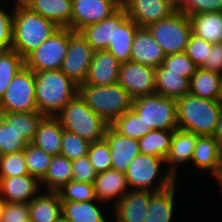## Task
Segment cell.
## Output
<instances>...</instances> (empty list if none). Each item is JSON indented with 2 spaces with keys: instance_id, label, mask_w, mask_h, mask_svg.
Listing matches in <instances>:
<instances>
[{
  "instance_id": "obj_1",
  "label": "cell",
  "mask_w": 222,
  "mask_h": 222,
  "mask_svg": "<svg viewBox=\"0 0 222 222\" xmlns=\"http://www.w3.org/2000/svg\"><path fill=\"white\" fill-rule=\"evenodd\" d=\"M13 5L11 49L25 58L59 27L53 21L32 11L21 0L14 2Z\"/></svg>"
},
{
  "instance_id": "obj_2",
  "label": "cell",
  "mask_w": 222,
  "mask_h": 222,
  "mask_svg": "<svg viewBox=\"0 0 222 222\" xmlns=\"http://www.w3.org/2000/svg\"><path fill=\"white\" fill-rule=\"evenodd\" d=\"M38 113L56 117L65 105L78 94V85L61 70L34 72Z\"/></svg>"
},
{
  "instance_id": "obj_3",
  "label": "cell",
  "mask_w": 222,
  "mask_h": 222,
  "mask_svg": "<svg viewBox=\"0 0 222 222\" xmlns=\"http://www.w3.org/2000/svg\"><path fill=\"white\" fill-rule=\"evenodd\" d=\"M222 110V102L191 94L176 100L178 129L198 136H213Z\"/></svg>"
},
{
  "instance_id": "obj_4",
  "label": "cell",
  "mask_w": 222,
  "mask_h": 222,
  "mask_svg": "<svg viewBox=\"0 0 222 222\" xmlns=\"http://www.w3.org/2000/svg\"><path fill=\"white\" fill-rule=\"evenodd\" d=\"M78 94L109 126L133 105V98L118 83L109 86L82 83L78 85Z\"/></svg>"
},
{
  "instance_id": "obj_5",
  "label": "cell",
  "mask_w": 222,
  "mask_h": 222,
  "mask_svg": "<svg viewBox=\"0 0 222 222\" xmlns=\"http://www.w3.org/2000/svg\"><path fill=\"white\" fill-rule=\"evenodd\" d=\"M64 130L75 133L89 143L104 139L107 123L76 94L56 116Z\"/></svg>"
},
{
  "instance_id": "obj_6",
  "label": "cell",
  "mask_w": 222,
  "mask_h": 222,
  "mask_svg": "<svg viewBox=\"0 0 222 222\" xmlns=\"http://www.w3.org/2000/svg\"><path fill=\"white\" fill-rule=\"evenodd\" d=\"M163 166L165 159L161 157L137 155L125 173L130 189L158 192L172 186L177 181L167 170L160 172Z\"/></svg>"
},
{
  "instance_id": "obj_7",
  "label": "cell",
  "mask_w": 222,
  "mask_h": 222,
  "mask_svg": "<svg viewBox=\"0 0 222 222\" xmlns=\"http://www.w3.org/2000/svg\"><path fill=\"white\" fill-rule=\"evenodd\" d=\"M165 55L184 53L187 49L192 26L185 11L176 10L168 18L147 27Z\"/></svg>"
},
{
  "instance_id": "obj_8",
  "label": "cell",
  "mask_w": 222,
  "mask_h": 222,
  "mask_svg": "<svg viewBox=\"0 0 222 222\" xmlns=\"http://www.w3.org/2000/svg\"><path fill=\"white\" fill-rule=\"evenodd\" d=\"M132 109L145 123V131L176 130V100L152 94L133 99Z\"/></svg>"
},
{
  "instance_id": "obj_9",
  "label": "cell",
  "mask_w": 222,
  "mask_h": 222,
  "mask_svg": "<svg viewBox=\"0 0 222 222\" xmlns=\"http://www.w3.org/2000/svg\"><path fill=\"white\" fill-rule=\"evenodd\" d=\"M69 45V28H59L25 58V67L33 72L60 70Z\"/></svg>"
},
{
  "instance_id": "obj_10",
  "label": "cell",
  "mask_w": 222,
  "mask_h": 222,
  "mask_svg": "<svg viewBox=\"0 0 222 222\" xmlns=\"http://www.w3.org/2000/svg\"><path fill=\"white\" fill-rule=\"evenodd\" d=\"M0 112H38L34 72L23 67L11 80L0 99Z\"/></svg>"
},
{
  "instance_id": "obj_11",
  "label": "cell",
  "mask_w": 222,
  "mask_h": 222,
  "mask_svg": "<svg viewBox=\"0 0 222 222\" xmlns=\"http://www.w3.org/2000/svg\"><path fill=\"white\" fill-rule=\"evenodd\" d=\"M94 52L80 32L69 28V45L60 70L77 85L84 83Z\"/></svg>"
},
{
  "instance_id": "obj_12",
  "label": "cell",
  "mask_w": 222,
  "mask_h": 222,
  "mask_svg": "<svg viewBox=\"0 0 222 222\" xmlns=\"http://www.w3.org/2000/svg\"><path fill=\"white\" fill-rule=\"evenodd\" d=\"M118 84L135 99L155 94V68L135 61L121 64Z\"/></svg>"
},
{
  "instance_id": "obj_13",
  "label": "cell",
  "mask_w": 222,
  "mask_h": 222,
  "mask_svg": "<svg viewBox=\"0 0 222 222\" xmlns=\"http://www.w3.org/2000/svg\"><path fill=\"white\" fill-rule=\"evenodd\" d=\"M120 6L114 0H72L71 30L98 23L115 13Z\"/></svg>"
},
{
  "instance_id": "obj_14",
  "label": "cell",
  "mask_w": 222,
  "mask_h": 222,
  "mask_svg": "<svg viewBox=\"0 0 222 222\" xmlns=\"http://www.w3.org/2000/svg\"><path fill=\"white\" fill-rule=\"evenodd\" d=\"M123 8L139 27H148L176 11L172 0H129Z\"/></svg>"
},
{
  "instance_id": "obj_15",
  "label": "cell",
  "mask_w": 222,
  "mask_h": 222,
  "mask_svg": "<svg viewBox=\"0 0 222 222\" xmlns=\"http://www.w3.org/2000/svg\"><path fill=\"white\" fill-rule=\"evenodd\" d=\"M127 18L126 10L120 7L110 17L98 23L87 25L79 32L94 51L106 50L115 38L116 26H120Z\"/></svg>"
},
{
  "instance_id": "obj_16",
  "label": "cell",
  "mask_w": 222,
  "mask_h": 222,
  "mask_svg": "<svg viewBox=\"0 0 222 222\" xmlns=\"http://www.w3.org/2000/svg\"><path fill=\"white\" fill-rule=\"evenodd\" d=\"M104 139L109 144L112 169L126 173L129 164L141 154L138 140L120 135L111 126L106 128Z\"/></svg>"
},
{
  "instance_id": "obj_17",
  "label": "cell",
  "mask_w": 222,
  "mask_h": 222,
  "mask_svg": "<svg viewBox=\"0 0 222 222\" xmlns=\"http://www.w3.org/2000/svg\"><path fill=\"white\" fill-rule=\"evenodd\" d=\"M151 191L129 190L124 197L112 205L116 222H144L149 209Z\"/></svg>"
},
{
  "instance_id": "obj_18",
  "label": "cell",
  "mask_w": 222,
  "mask_h": 222,
  "mask_svg": "<svg viewBox=\"0 0 222 222\" xmlns=\"http://www.w3.org/2000/svg\"><path fill=\"white\" fill-rule=\"evenodd\" d=\"M40 181L33 176L0 177V195L8 203L28 204L41 192Z\"/></svg>"
},
{
  "instance_id": "obj_19",
  "label": "cell",
  "mask_w": 222,
  "mask_h": 222,
  "mask_svg": "<svg viewBox=\"0 0 222 222\" xmlns=\"http://www.w3.org/2000/svg\"><path fill=\"white\" fill-rule=\"evenodd\" d=\"M197 134L192 132L184 131L181 129H176L173 133L171 139L170 150L165 158V164L167 170L174 178L177 180L178 178V166L187 165V163H191L193 158L196 142H197Z\"/></svg>"
},
{
  "instance_id": "obj_20",
  "label": "cell",
  "mask_w": 222,
  "mask_h": 222,
  "mask_svg": "<svg viewBox=\"0 0 222 222\" xmlns=\"http://www.w3.org/2000/svg\"><path fill=\"white\" fill-rule=\"evenodd\" d=\"M121 63L107 50L94 52L85 84L109 86L118 83Z\"/></svg>"
},
{
  "instance_id": "obj_21",
  "label": "cell",
  "mask_w": 222,
  "mask_h": 222,
  "mask_svg": "<svg viewBox=\"0 0 222 222\" xmlns=\"http://www.w3.org/2000/svg\"><path fill=\"white\" fill-rule=\"evenodd\" d=\"M165 53L147 27H138L131 48V60L153 68L159 67Z\"/></svg>"
},
{
  "instance_id": "obj_22",
  "label": "cell",
  "mask_w": 222,
  "mask_h": 222,
  "mask_svg": "<svg viewBox=\"0 0 222 222\" xmlns=\"http://www.w3.org/2000/svg\"><path fill=\"white\" fill-rule=\"evenodd\" d=\"M93 185L97 200L104 204L113 201L115 205L130 190L125 173L115 169L97 173Z\"/></svg>"
},
{
  "instance_id": "obj_23",
  "label": "cell",
  "mask_w": 222,
  "mask_h": 222,
  "mask_svg": "<svg viewBox=\"0 0 222 222\" xmlns=\"http://www.w3.org/2000/svg\"><path fill=\"white\" fill-rule=\"evenodd\" d=\"M32 11L53 21L59 28H70L72 0H21Z\"/></svg>"
},
{
  "instance_id": "obj_24",
  "label": "cell",
  "mask_w": 222,
  "mask_h": 222,
  "mask_svg": "<svg viewBox=\"0 0 222 222\" xmlns=\"http://www.w3.org/2000/svg\"><path fill=\"white\" fill-rule=\"evenodd\" d=\"M222 161V148L213 136H198L191 160L192 167L213 175Z\"/></svg>"
},
{
  "instance_id": "obj_25",
  "label": "cell",
  "mask_w": 222,
  "mask_h": 222,
  "mask_svg": "<svg viewBox=\"0 0 222 222\" xmlns=\"http://www.w3.org/2000/svg\"><path fill=\"white\" fill-rule=\"evenodd\" d=\"M192 34L211 44L222 42V11L188 14Z\"/></svg>"
},
{
  "instance_id": "obj_26",
  "label": "cell",
  "mask_w": 222,
  "mask_h": 222,
  "mask_svg": "<svg viewBox=\"0 0 222 222\" xmlns=\"http://www.w3.org/2000/svg\"><path fill=\"white\" fill-rule=\"evenodd\" d=\"M64 129L56 117L45 116L35 133L32 144L52 156L60 155Z\"/></svg>"
},
{
  "instance_id": "obj_27",
  "label": "cell",
  "mask_w": 222,
  "mask_h": 222,
  "mask_svg": "<svg viewBox=\"0 0 222 222\" xmlns=\"http://www.w3.org/2000/svg\"><path fill=\"white\" fill-rule=\"evenodd\" d=\"M176 182L169 188L153 192L149 203L148 214L144 222H172L175 217Z\"/></svg>"
},
{
  "instance_id": "obj_28",
  "label": "cell",
  "mask_w": 222,
  "mask_h": 222,
  "mask_svg": "<svg viewBox=\"0 0 222 222\" xmlns=\"http://www.w3.org/2000/svg\"><path fill=\"white\" fill-rule=\"evenodd\" d=\"M155 86V94L177 100L189 94L190 79L180 76V73L168 72L160 65L155 68Z\"/></svg>"
},
{
  "instance_id": "obj_29",
  "label": "cell",
  "mask_w": 222,
  "mask_h": 222,
  "mask_svg": "<svg viewBox=\"0 0 222 222\" xmlns=\"http://www.w3.org/2000/svg\"><path fill=\"white\" fill-rule=\"evenodd\" d=\"M28 208L29 218L32 221L53 222L61 213V199L59 193L41 191L28 203Z\"/></svg>"
},
{
  "instance_id": "obj_30",
  "label": "cell",
  "mask_w": 222,
  "mask_h": 222,
  "mask_svg": "<svg viewBox=\"0 0 222 222\" xmlns=\"http://www.w3.org/2000/svg\"><path fill=\"white\" fill-rule=\"evenodd\" d=\"M98 203V205H97ZM99 201H61V212L70 222H106ZM100 205V206H99Z\"/></svg>"
},
{
  "instance_id": "obj_31",
  "label": "cell",
  "mask_w": 222,
  "mask_h": 222,
  "mask_svg": "<svg viewBox=\"0 0 222 222\" xmlns=\"http://www.w3.org/2000/svg\"><path fill=\"white\" fill-rule=\"evenodd\" d=\"M71 180H73L71 160L63 155H55L52 157L47 173L40 184L41 188L46 187L45 191L57 192Z\"/></svg>"
},
{
  "instance_id": "obj_32",
  "label": "cell",
  "mask_w": 222,
  "mask_h": 222,
  "mask_svg": "<svg viewBox=\"0 0 222 222\" xmlns=\"http://www.w3.org/2000/svg\"><path fill=\"white\" fill-rule=\"evenodd\" d=\"M138 27L129 17L120 26H116L115 38L106 50L121 64L131 60L132 43Z\"/></svg>"
},
{
  "instance_id": "obj_33",
  "label": "cell",
  "mask_w": 222,
  "mask_h": 222,
  "mask_svg": "<svg viewBox=\"0 0 222 222\" xmlns=\"http://www.w3.org/2000/svg\"><path fill=\"white\" fill-rule=\"evenodd\" d=\"M220 74L197 68L190 79L189 94L209 100L220 101Z\"/></svg>"
},
{
  "instance_id": "obj_34",
  "label": "cell",
  "mask_w": 222,
  "mask_h": 222,
  "mask_svg": "<svg viewBox=\"0 0 222 222\" xmlns=\"http://www.w3.org/2000/svg\"><path fill=\"white\" fill-rule=\"evenodd\" d=\"M174 131L175 130H151L138 140L141 154L165 159L170 150Z\"/></svg>"
},
{
  "instance_id": "obj_35",
  "label": "cell",
  "mask_w": 222,
  "mask_h": 222,
  "mask_svg": "<svg viewBox=\"0 0 222 222\" xmlns=\"http://www.w3.org/2000/svg\"><path fill=\"white\" fill-rule=\"evenodd\" d=\"M2 114L4 120L12 125L28 143L33 142L38 126L45 117L38 112H9Z\"/></svg>"
},
{
  "instance_id": "obj_36",
  "label": "cell",
  "mask_w": 222,
  "mask_h": 222,
  "mask_svg": "<svg viewBox=\"0 0 222 222\" xmlns=\"http://www.w3.org/2000/svg\"><path fill=\"white\" fill-rule=\"evenodd\" d=\"M24 66V58L15 50L0 51V99L11 80Z\"/></svg>"
},
{
  "instance_id": "obj_37",
  "label": "cell",
  "mask_w": 222,
  "mask_h": 222,
  "mask_svg": "<svg viewBox=\"0 0 222 222\" xmlns=\"http://www.w3.org/2000/svg\"><path fill=\"white\" fill-rule=\"evenodd\" d=\"M110 126L120 135L136 140L150 132L145 131V123L132 108L117 118Z\"/></svg>"
},
{
  "instance_id": "obj_38",
  "label": "cell",
  "mask_w": 222,
  "mask_h": 222,
  "mask_svg": "<svg viewBox=\"0 0 222 222\" xmlns=\"http://www.w3.org/2000/svg\"><path fill=\"white\" fill-rule=\"evenodd\" d=\"M23 151L29 175L41 181L47 173L53 156L32 143H28Z\"/></svg>"
},
{
  "instance_id": "obj_39",
  "label": "cell",
  "mask_w": 222,
  "mask_h": 222,
  "mask_svg": "<svg viewBox=\"0 0 222 222\" xmlns=\"http://www.w3.org/2000/svg\"><path fill=\"white\" fill-rule=\"evenodd\" d=\"M57 192L59 193L61 201H98L95 195L94 185L90 183L71 180Z\"/></svg>"
},
{
  "instance_id": "obj_40",
  "label": "cell",
  "mask_w": 222,
  "mask_h": 222,
  "mask_svg": "<svg viewBox=\"0 0 222 222\" xmlns=\"http://www.w3.org/2000/svg\"><path fill=\"white\" fill-rule=\"evenodd\" d=\"M28 142L8 124L2 114V128L0 129V155L23 151Z\"/></svg>"
},
{
  "instance_id": "obj_41",
  "label": "cell",
  "mask_w": 222,
  "mask_h": 222,
  "mask_svg": "<svg viewBox=\"0 0 222 222\" xmlns=\"http://www.w3.org/2000/svg\"><path fill=\"white\" fill-rule=\"evenodd\" d=\"M89 146L90 143L87 140L82 139L75 133L64 130L60 155L73 161L87 155Z\"/></svg>"
},
{
  "instance_id": "obj_42",
  "label": "cell",
  "mask_w": 222,
  "mask_h": 222,
  "mask_svg": "<svg viewBox=\"0 0 222 222\" xmlns=\"http://www.w3.org/2000/svg\"><path fill=\"white\" fill-rule=\"evenodd\" d=\"M24 151L0 155V177L28 175Z\"/></svg>"
},
{
  "instance_id": "obj_43",
  "label": "cell",
  "mask_w": 222,
  "mask_h": 222,
  "mask_svg": "<svg viewBox=\"0 0 222 222\" xmlns=\"http://www.w3.org/2000/svg\"><path fill=\"white\" fill-rule=\"evenodd\" d=\"M87 155L97 173L112 169L109 144L105 139L90 143Z\"/></svg>"
},
{
  "instance_id": "obj_44",
  "label": "cell",
  "mask_w": 222,
  "mask_h": 222,
  "mask_svg": "<svg viewBox=\"0 0 222 222\" xmlns=\"http://www.w3.org/2000/svg\"><path fill=\"white\" fill-rule=\"evenodd\" d=\"M161 65L167 68L168 72L180 73V76L188 79L192 78L198 68L185 52L167 55Z\"/></svg>"
},
{
  "instance_id": "obj_45",
  "label": "cell",
  "mask_w": 222,
  "mask_h": 222,
  "mask_svg": "<svg viewBox=\"0 0 222 222\" xmlns=\"http://www.w3.org/2000/svg\"><path fill=\"white\" fill-rule=\"evenodd\" d=\"M175 10L187 14H199L208 11H222V0H172Z\"/></svg>"
},
{
  "instance_id": "obj_46",
  "label": "cell",
  "mask_w": 222,
  "mask_h": 222,
  "mask_svg": "<svg viewBox=\"0 0 222 222\" xmlns=\"http://www.w3.org/2000/svg\"><path fill=\"white\" fill-rule=\"evenodd\" d=\"M211 48V43L191 34L185 53L198 68H201L211 52Z\"/></svg>"
},
{
  "instance_id": "obj_47",
  "label": "cell",
  "mask_w": 222,
  "mask_h": 222,
  "mask_svg": "<svg viewBox=\"0 0 222 222\" xmlns=\"http://www.w3.org/2000/svg\"><path fill=\"white\" fill-rule=\"evenodd\" d=\"M73 180L93 184L97 177V172L92 166L88 155L71 161Z\"/></svg>"
},
{
  "instance_id": "obj_48",
  "label": "cell",
  "mask_w": 222,
  "mask_h": 222,
  "mask_svg": "<svg viewBox=\"0 0 222 222\" xmlns=\"http://www.w3.org/2000/svg\"><path fill=\"white\" fill-rule=\"evenodd\" d=\"M4 8V9H3ZM5 10L0 4V50H8L12 47L13 8Z\"/></svg>"
},
{
  "instance_id": "obj_49",
  "label": "cell",
  "mask_w": 222,
  "mask_h": 222,
  "mask_svg": "<svg viewBox=\"0 0 222 222\" xmlns=\"http://www.w3.org/2000/svg\"><path fill=\"white\" fill-rule=\"evenodd\" d=\"M29 219V208L26 203H5L1 222H24Z\"/></svg>"
},
{
  "instance_id": "obj_50",
  "label": "cell",
  "mask_w": 222,
  "mask_h": 222,
  "mask_svg": "<svg viewBox=\"0 0 222 222\" xmlns=\"http://www.w3.org/2000/svg\"><path fill=\"white\" fill-rule=\"evenodd\" d=\"M201 68L222 74V42L212 44L211 52H209V55Z\"/></svg>"
},
{
  "instance_id": "obj_51",
  "label": "cell",
  "mask_w": 222,
  "mask_h": 222,
  "mask_svg": "<svg viewBox=\"0 0 222 222\" xmlns=\"http://www.w3.org/2000/svg\"><path fill=\"white\" fill-rule=\"evenodd\" d=\"M214 139L219 143L222 148V110L217 122L216 130L213 135Z\"/></svg>"
},
{
  "instance_id": "obj_52",
  "label": "cell",
  "mask_w": 222,
  "mask_h": 222,
  "mask_svg": "<svg viewBox=\"0 0 222 222\" xmlns=\"http://www.w3.org/2000/svg\"><path fill=\"white\" fill-rule=\"evenodd\" d=\"M212 176L213 178H215L217 183H219V186H221V190H222V161L220 162L216 172Z\"/></svg>"
},
{
  "instance_id": "obj_53",
  "label": "cell",
  "mask_w": 222,
  "mask_h": 222,
  "mask_svg": "<svg viewBox=\"0 0 222 222\" xmlns=\"http://www.w3.org/2000/svg\"><path fill=\"white\" fill-rule=\"evenodd\" d=\"M53 222H70V220L61 212Z\"/></svg>"
},
{
  "instance_id": "obj_54",
  "label": "cell",
  "mask_w": 222,
  "mask_h": 222,
  "mask_svg": "<svg viewBox=\"0 0 222 222\" xmlns=\"http://www.w3.org/2000/svg\"><path fill=\"white\" fill-rule=\"evenodd\" d=\"M5 203H6V201L0 195V222H1L2 212H3V208L5 206Z\"/></svg>"
},
{
  "instance_id": "obj_55",
  "label": "cell",
  "mask_w": 222,
  "mask_h": 222,
  "mask_svg": "<svg viewBox=\"0 0 222 222\" xmlns=\"http://www.w3.org/2000/svg\"><path fill=\"white\" fill-rule=\"evenodd\" d=\"M120 7H124L129 0H114Z\"/></svg>"
},
{
  "instance_id": "obj_56",
  "label": "cell",
  "mask_w": 222,
  "mask_h": 222,
  "mask_svg": "<svg viewBox=\"0 0 222 222\" xmlns=\"http://www.w3.org/2000/svg\"><path fill=\"white\" fill-rule=\"evenodd\" d=\"M220 101L222 102V74H220Z\"/></svg>"
},
{
  "instance_id": "obj_57",
  "label": "cell",
  "mask_w": 222,
  "mask_h": 222,
  "mask_svg": "<svg viewBox=\"0 0 222 222\" xmlns=\"http://www.w3.org/2000/svg\"><path fill=\"white\" fill-rule=\"evenodd\" d=\"M2 128V113L0 112V129Z\"/></svg>"
},
{
  "instance_id": "obj_58",
  "label": "cell",
  "mask_w": 222,
  "mask_h": 222,
  "mask_svg": "<svg viewBox=\"0 0 222 222\" xmlns=\"http://www.w3.org/2000/svg\"><path fill=\"white\" fill-rule=\"evenodd\" d=\"M24 222H34V221H32V220L29 218V219L25 220Z\"/></svg>"
},
{
  "instance_id": "obj_59",
  "label": "cell",
  "mask_w": 222,
  "mask_h": 222,
  "mask_svg": "<svg viewBox=\"0 0 222 222\" xmlns=\"http://www.w3.org/2000/svg\"><path fill=\"white\" fill-rule=\"evenodd\" d=\"M1 1H3L4 3H3V2H1ZM16 1H18V0H14L13 2H16ZM5 2H6V1H4V0H0V3L5 4Z\"/></svg>"
}]
</instances>
